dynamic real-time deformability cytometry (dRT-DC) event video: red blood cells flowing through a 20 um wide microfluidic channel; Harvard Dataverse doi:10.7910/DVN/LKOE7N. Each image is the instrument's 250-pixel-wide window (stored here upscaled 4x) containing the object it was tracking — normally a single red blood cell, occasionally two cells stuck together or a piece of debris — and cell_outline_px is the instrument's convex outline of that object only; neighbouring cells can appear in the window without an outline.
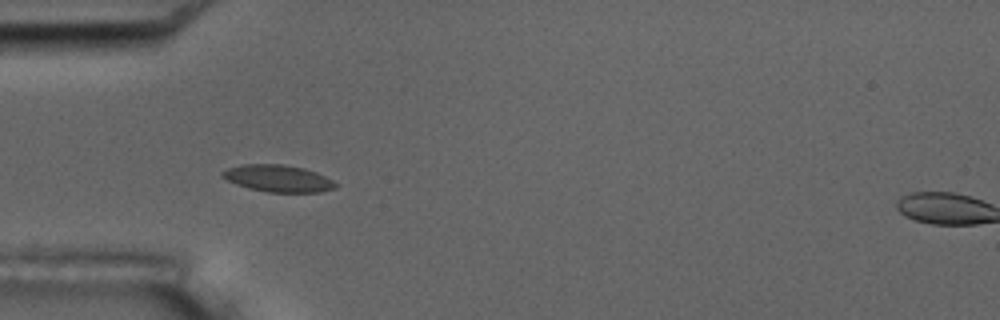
{"species": "common noctule bat (a hibernating species)", "species_latin": "Nyctalus noctula", "temperature_condition": "room temperature", "stored_images_in_passage": 5, "camera_frame_rate_fps": 3000, "um_per_image_px": 0.085, "animal": {"sex": "male", "body_mass_g": 17.5, "forearm_length_mm": 52.3}, "frame": {"image": 1, "passage_image": 2, "time_ms": 1.0, "image_size_px": [1000, 320], "cell_outline_px": [[340, 184], [336, 188], [320, 192], [268, 192], [248, 188], [236, 184], [220, 176], [220, 172], [228, 168], [240, 164], [284, 164], [304, 168], [316, 172]], "centroid_in_image_um": [23.64, 15.16], "position_along_channel_um": 61.4, "area_um2": 17.92}}
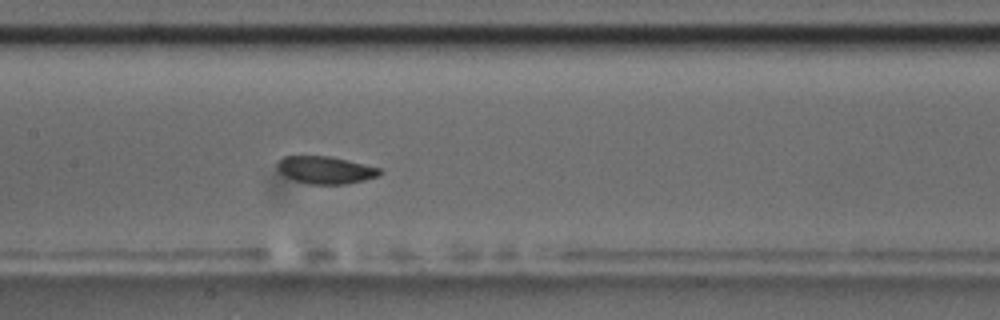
{"frame": {"image": 2, "passage_image": 5, "time_ms": 4.333, "image_size_px": [1000, 320], "cell_outline_px": [[380, 176], [364, 180], [344, 184], [308, 184], [284, 176], [276, 168], [276, 164], [284, 156], [328, 156], [380, 168]], "centroid_in_image_um": [27.63, 14.45], "position_along_channel_um": 179.8, "area_um2": 16.18}}